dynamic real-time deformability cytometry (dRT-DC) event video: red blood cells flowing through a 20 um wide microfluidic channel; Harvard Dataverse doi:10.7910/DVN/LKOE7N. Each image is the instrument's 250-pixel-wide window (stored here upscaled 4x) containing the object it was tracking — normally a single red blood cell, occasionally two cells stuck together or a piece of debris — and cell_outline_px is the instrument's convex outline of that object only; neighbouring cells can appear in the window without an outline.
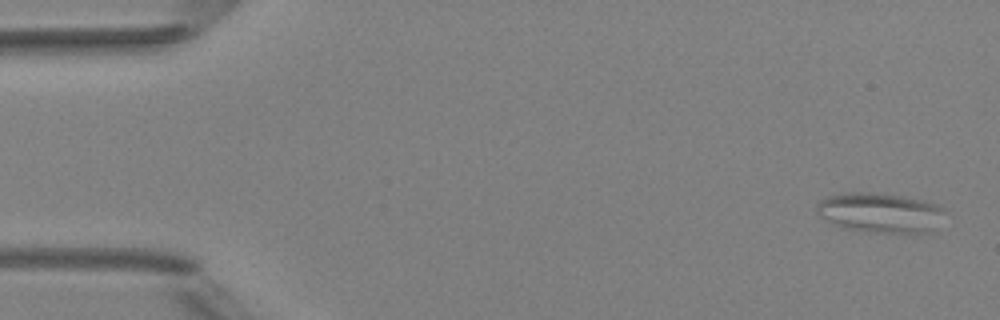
{"species": "Egyptian fruit bat (a non-hibernating species)", "species_latin": "Rousettus aegyptiacus", "temperature_condition": "room temperature", "stored_images_in_passage": 4, "camera_frame_rate_fps": 3000, "um_per_image_px": 0.085, "animal": {"sex": "female"}, "frame": {"image": 1, "passage_image": 1, "time_ms": 0.0, "image_size_px": [1000, 320], "cell_outline_px": [[944, 212], [928, 232], [876, 232], [844, 228], [820, 216], [816, 212], [816, 204], [824, 196], [848, 192], [868, 192], [904, 196], [924, 200], [940, 204], [944, 208]], "centroid_in_image_um": [74.76, 18.04], "position_along_channel_um": 10.2, "area_um2": 29.36}}
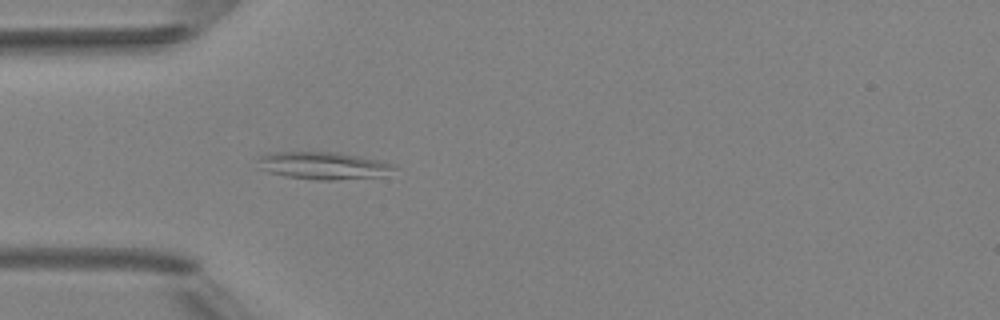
{"frame": {"image": 2, "passage_image": 4, "time_ms": 4.333, "image_size_px": [1000, 320], "cell_outline_px": [[396, 168], [380, 176], [332, 180], [320, 180], [288, 176], [268, 172], [256, 168], [256, 156], [272, 152], [340, 152], [380, 160], [392, 164]], "centroid_in_image_um": [27.38, 14.05], "position_along_channel_um": 57.6, "area_um2": 21.85}}